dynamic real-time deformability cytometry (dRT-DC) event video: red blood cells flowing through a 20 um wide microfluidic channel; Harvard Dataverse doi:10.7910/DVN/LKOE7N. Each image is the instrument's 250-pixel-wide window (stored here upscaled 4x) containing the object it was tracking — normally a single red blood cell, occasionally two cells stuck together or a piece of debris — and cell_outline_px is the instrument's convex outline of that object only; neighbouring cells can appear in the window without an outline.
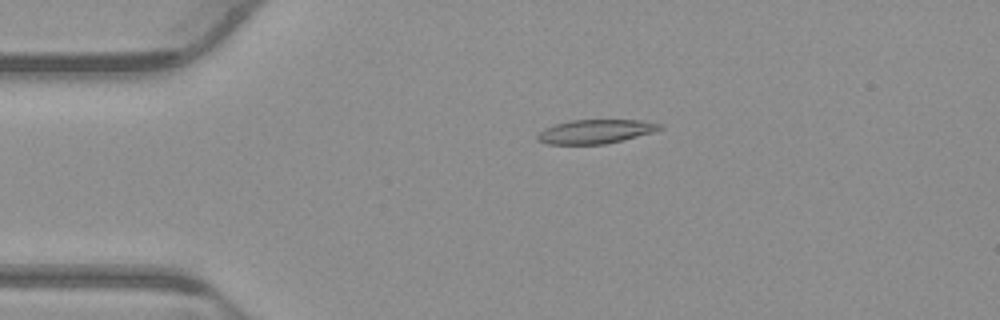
{"species": "common noctule bat (a hibernating species)", "species_latin": "Nyctalus noctula", "temperature_condition": "warm", "stored_images_in_passage": 53, "camera_frame_rate_fps": 3000, "um_per_image_px": 0.085, "animal": {"sex": "male", "body_mass_g": 23.1, "forearm_length_mm": 52.7}, "frame": {"image": 1, "passage_image": 11, "time_ms": 3.333, "image_size_px": [1000, 320], "cell_outline_px": [[664, 128], [652, 132], [604, 144], [548, 144], [536, 140], [536, 136], [544, 128], [556, 124], [572, 120], [640, 120], [664, 124]], "centroid_in_image_um": [50.61, 11.17], "position_along_channel_um": 34.4, "area_um2": 16.94}}
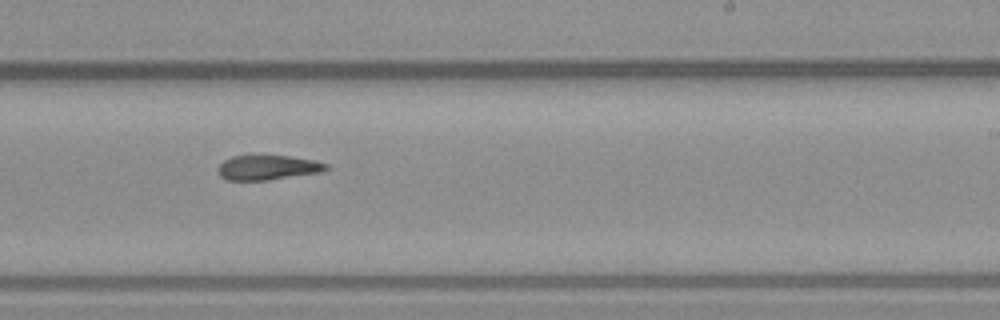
{"frame": {"image": 2, "passage_image": 32, "time_ms": 10.333, "image_size_px": [1000, 320], "cell_outline_px": [[332, 168], [324, 172], [268, 180], [228, 180], [220, 176], [216, 168], [224, 160], [232, 156], [288, 156], [312, 160], [328, 164]], "centroid_in_image_um": [22.79, 14.25], "position_along_channel_um": 266.2, "area_um2": 15.66}}
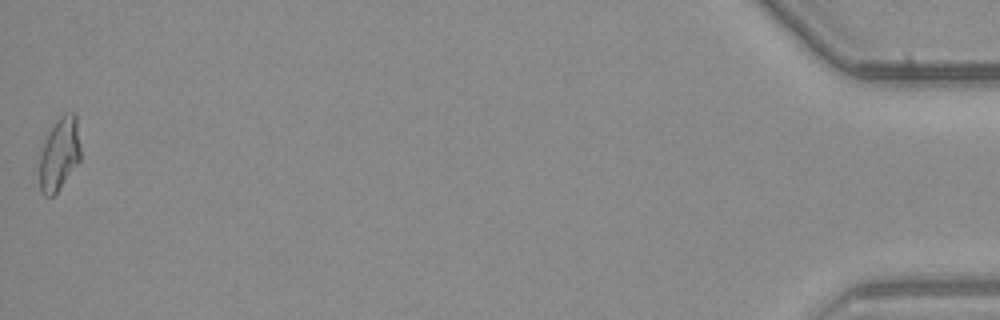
{"frame": {"image": 3, "passage_image": 53, "time_ms": 17.333, "image_size_px": [1000, 320], "cell_outline_px": [[80, 160], [56, 192], [52, 196], [44, 196], [40, 192], [40, 148], [48, 132], [56, 120], [64, 112], [76, 112], [80, 148]], "centroid_in_image_um": [5.03, 13.04], "position_along_channel_um": 430.2, "area_um2": 17.51}}